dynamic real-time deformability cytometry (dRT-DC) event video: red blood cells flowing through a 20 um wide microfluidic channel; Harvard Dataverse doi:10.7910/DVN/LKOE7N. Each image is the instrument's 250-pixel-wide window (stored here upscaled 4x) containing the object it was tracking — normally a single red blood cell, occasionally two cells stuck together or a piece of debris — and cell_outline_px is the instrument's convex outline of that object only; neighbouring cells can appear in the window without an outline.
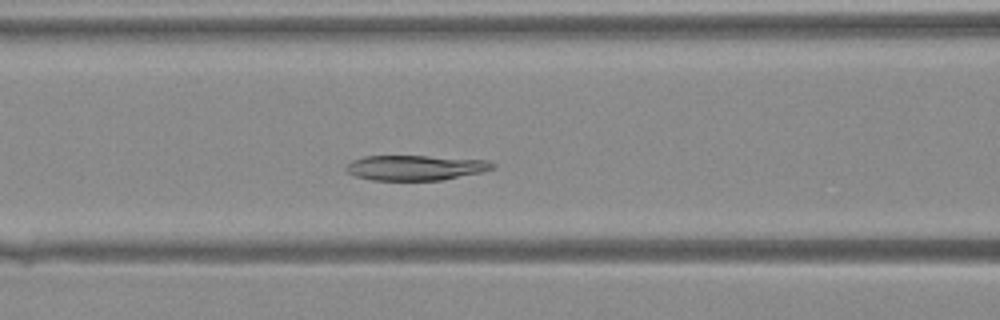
{"species": "Egyptian fruit bat (a non-hibernating species)", "species_latin": "Rousettus aegyptiacus", "temperature_condition": "warm", "stored_images_in_passage": 34, "segment_of_instrument_passage": [1, 2], "camera_frame_rate_fps": 3000, "um_per_image_px": 0.085, "animal": {"sex": "female"}, "frame": {"image": 1, "passage_image": 9, "time_ms": 2.667, "image_size_px": [1000, 320], "cell_outline_px": [[496, 168], [480, 172], [444, 180], [372, 180], [356, 176], [348, 172], [344, 168], [352, 160], [364, 156], [428, 156], [488, 160], [496, 164]], "centroid_in_image_um": [35.33, 14.25], "position_along_channel_um": 131.3, "area_um2": 21.44}}
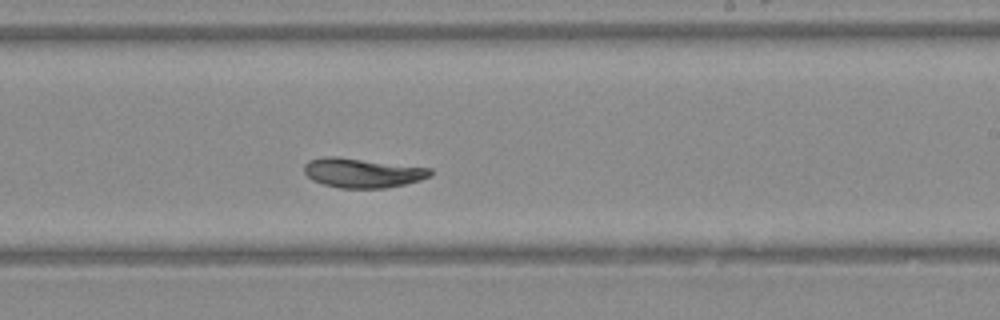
{"frame": {"image": 2, "passage_image": 17, "time_ms": 5.333, "image_size_px": [1000, 320], "cell_outline_px": [[432, 176], [420, 180], [404, 184], [384, 188], [340, 188], [324, 184], [312, 180], [304, 172], [304, 164], [308, 160], [324, 156], [336, 156], [432, 168]], "centroid_in_image_um": [30.8, 14.68], "position_along_channel_um": 258.2, "area_um2": 21.73}}
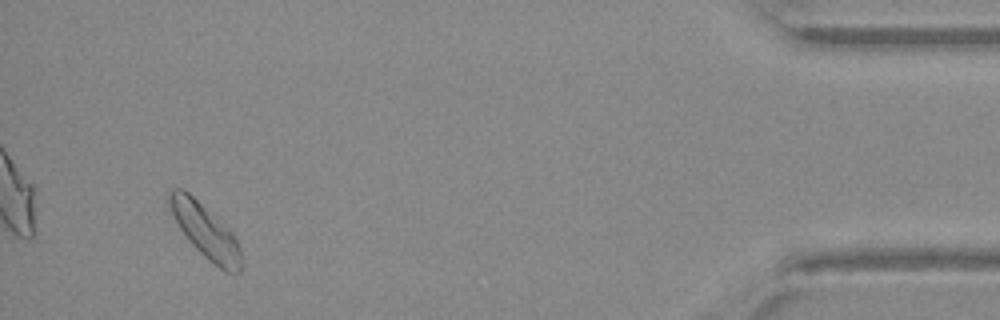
{"frame": {"image": 3, "passage_image": 31, "time_ms": 10.0, "image_size_px": [1000, 320], "cell_outline_px": [[244, 268], [240, 272], [224, 272], [208, 260], [188, 240], [172, 216], [168, 204], [168, 188], [184, 188], [228, 228], [236, 236], [244, 260]], "centroid_in_image_um": [17.48, 19.66], "position_along_channel_um": 417.7, "area_um2": 22.95}}